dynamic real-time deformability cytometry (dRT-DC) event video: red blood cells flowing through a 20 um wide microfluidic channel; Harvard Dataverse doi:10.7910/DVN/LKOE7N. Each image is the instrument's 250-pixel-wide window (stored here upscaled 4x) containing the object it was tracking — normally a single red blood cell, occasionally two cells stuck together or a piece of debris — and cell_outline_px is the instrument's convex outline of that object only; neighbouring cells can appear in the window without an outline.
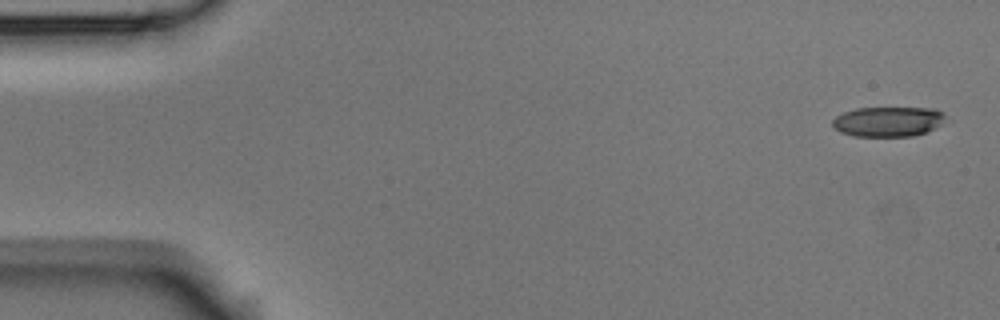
{"species": "Egyptian fruit bat (a non-hibernating species)", "species_latin": "Rousettus aegyptiacus", "temperature_condition": "room temperature", "stored_images_in_passage": 4, "camera_frame_rate_fps": 3000, "um_per_image_px": 0.085, "animal": {"sex": "male"}, "frame": {"image": 1, "passage_image": 1, "time_ms": 0.0, "image_size_px": [1000, 320], "cell_outline_px": [[944, 116], [940, 124], [924, 132], [912, 136], [852, 136], [840, 132], [832, 124], [832, 120], [836, 116], [844, 112], [856, 108], [936, 108], [944, 112]], "centroid_in_image_um": [75.45, 10.32], "position_along_channel_um": 9.6, "area_um2": 19.54}}
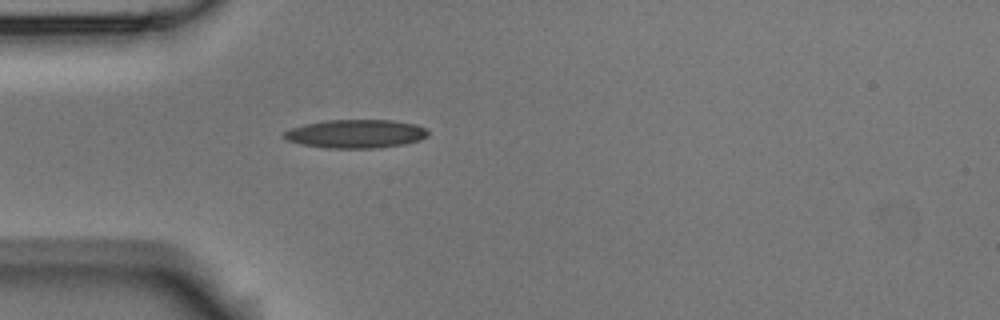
{"frame": {"image": 2, "passage_image": 4, "time_ms": 4.667, "image_size_px": [1000, 320], "cell_outline_px": [[428, 136], [420, 140], [404, 144], [380, 148], [324, 148], [300, 144], [288, 140], [284, 136], [284, 132], [292, 128], [304, 124], [324, 120], [392, 120], [416, 124], [424, 128], [428, 132]], "centroid_in_image_um": [30.26, 11.37], "position_along_channel_um": 54.7, "area_um2": 23.99}}